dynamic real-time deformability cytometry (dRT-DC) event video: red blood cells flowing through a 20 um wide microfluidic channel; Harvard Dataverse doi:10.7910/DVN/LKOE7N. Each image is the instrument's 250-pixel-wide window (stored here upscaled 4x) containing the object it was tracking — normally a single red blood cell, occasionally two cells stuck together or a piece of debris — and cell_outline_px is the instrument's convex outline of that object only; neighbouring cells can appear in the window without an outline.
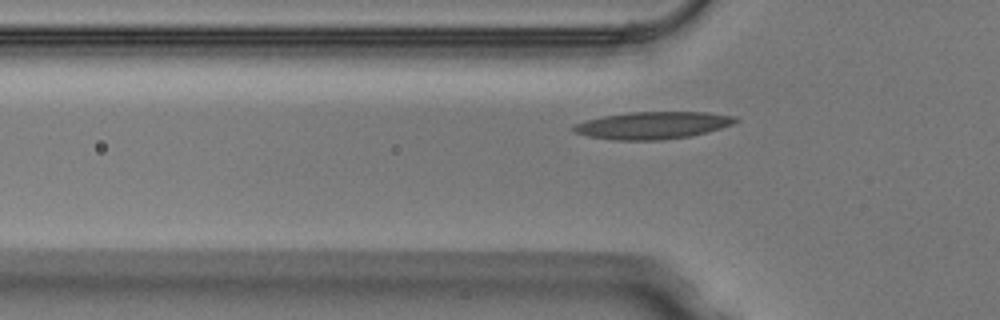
{"species": "Egyptian fruit bat (a non-hibernating species)", "species_latin": "Rousettus aegyptiacus", "temperature_condition": "warm", "stored_images_in_passage": 38, "camera_frame_rate_fps": 3000, "um_per_image_px": 0.085, "animal": {"sex": "male"}, "frame": {"image": 1, "passage_image": 4, "time_ms": 1.0, "image_size_px": [1000, 320], "cell_outline_px": [[740, 120], [732, 124], [720, 128], [688, 136], [660, 140], [616, 140], [588, 136], [572, 132], [572, 128], [576, 124], [584, 120], [604, 116], [628, 112], [704, 112], [736, 116]], "centroid_in_image_um": [55.45, 10.64], "position_along_channel_um": 70.4, "area_um2": 25.55}}
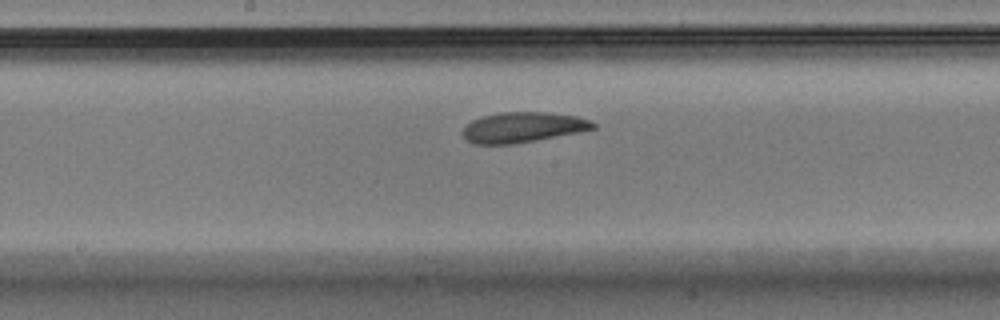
{"frame": {"image": 2, "passage_image": 14, "time_ms": 4.333, "image_size_px": [1000, 320], "cell_outline_px": [[596, 128], [580, 132], [536, 140], [512, 144], [472, 144], [464, 140], [464, 128], [472, 120], [480, 116], [500, 112], [548, 112], [576, 116], [592, 120], [596, 124]], "centroid_in_image_um": [44.45, 10.82], "position_along_channel_um": 203.8, "area_um2": 23.18}}
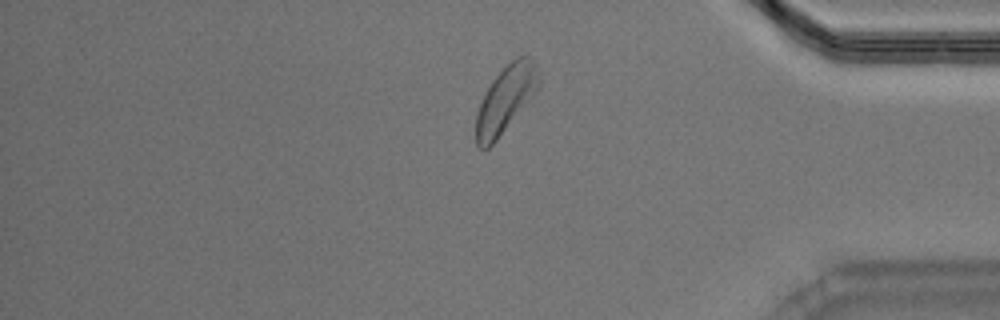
{"frame": {"image": 3, "passage_image": 30, "time_ms": 9.667, "image_size_px": [1000, 320], "cell_outline_px": [[540, 84], [536, 92], [496, 140], [488, 148], [480, 148], [476, 144], [476, 112], [484, 92], [492, 80], [516, 56], [524, 52], [536, 64], [540, 72]], "centroid_in_image_um": [42.99, 8.39], "position_along_channel_um": 392.2, "area_um2": 24.39}, "authors_computed_cell_mechanics": {"area_um2": 23.5824, "velocity_mm_per_s": 3.9831, "shape_relaxation_time_tau1_ms": 2.1031, "shape_relaxation_time_tau2_ms": 2.9107, "deformation_change_tau1": 0.1268, "deformation_change_tau2": 0.1058}}